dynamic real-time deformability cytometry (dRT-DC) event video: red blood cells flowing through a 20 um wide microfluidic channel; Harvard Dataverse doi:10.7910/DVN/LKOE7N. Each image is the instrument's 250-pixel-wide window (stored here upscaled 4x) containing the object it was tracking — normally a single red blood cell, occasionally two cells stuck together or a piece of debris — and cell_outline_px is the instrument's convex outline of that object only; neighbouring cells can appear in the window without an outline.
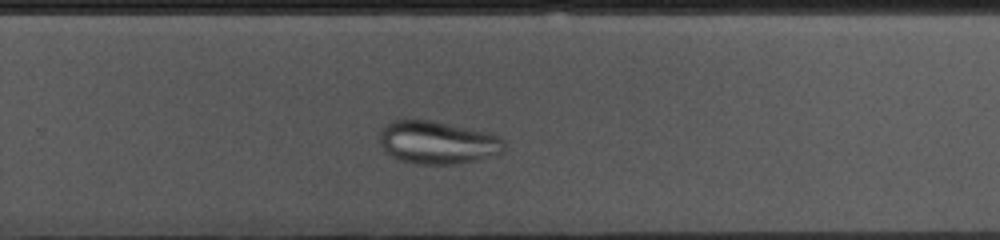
{"species": "common noctule bat (a hibernating species)", "species_latin": "Nyctalus noctula", "temperature_condition": "cold", "stored_images_in_passage": 32, "camera_frame_rate_fps": 3000, "um_per_image_px": 0.085, "animal": {"sex": "female", "body_mass_g": 10.0, "forearm_length_mm": 53.1}, "frame": {"image": 1, "passage_image": 23, "time_ms": 7.333, "image_size_px": [1000, 240], "cell_outline_px": [[504, 152], [476, 160], [456, 164], [416, 164], [400, 160], [392, 156], [380, 144], [380, 132], [384, 124], [392, 120], [404, 116], [432, 120], [488, 132], [500, 136], [504, 140]], "centroid_in_image_um": [37.15, 12.06], "position_along_channel_um": 292.6, "area_um2": 31.79}}